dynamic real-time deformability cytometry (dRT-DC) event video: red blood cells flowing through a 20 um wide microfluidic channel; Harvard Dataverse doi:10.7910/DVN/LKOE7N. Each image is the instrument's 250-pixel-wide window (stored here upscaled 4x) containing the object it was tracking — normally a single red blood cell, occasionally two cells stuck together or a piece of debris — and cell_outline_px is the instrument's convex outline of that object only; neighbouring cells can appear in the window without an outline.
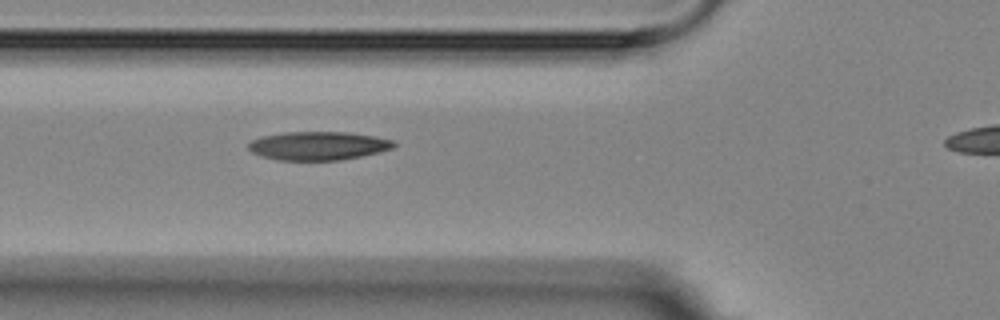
{"species": "Egyptian fruit bat (a non-hibernating species)", "species_latin": "Rousettus aegyptiacus", "temperature_condition": "room temperature", "stored_images_in_passage": 4, "segment_of_instrument_passage": [1, 2], "camera_frame_rate_fps": 3000, "um_per_image_px": 0.085, "animal": {"sex": "female"}, "frame": {"image": 1, "passage_image": 3, "time_ms": 3.667, "image_size_px": [1000, 320], "cell_outline_px": [[396, 144], [392, 148], [360, 156], [340, 160], [276, 160], [260, 156], [252, 152], [248, 148], [248, 144], [252, 140], [264, 136], [284, 132], [348, 132], [372, 136], [392, 140]], "centroid_in_image_um": [27.0, 12.39], "position_along_channel_um": 98.8, "area_um2": 23.93}}